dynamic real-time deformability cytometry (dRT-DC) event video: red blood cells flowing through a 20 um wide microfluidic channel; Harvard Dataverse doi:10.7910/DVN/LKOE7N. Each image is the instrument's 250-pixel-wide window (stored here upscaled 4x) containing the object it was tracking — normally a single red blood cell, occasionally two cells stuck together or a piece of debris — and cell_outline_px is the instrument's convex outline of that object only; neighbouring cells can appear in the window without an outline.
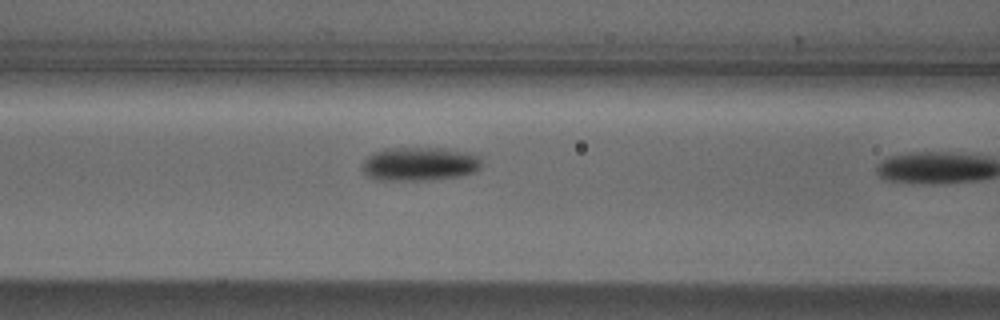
{"species": "Egyptian fruit bat (a non-hibernating species)", "species_latin": "Rousettus aegyptiacus", "temperature_condition": "cold", "stored_images_in_passage": 9, "camera_frame_rate_fps": 3000, "um_per_image_px": 0.085, "animal": {"sex": "male"}, "frame": {"image": 1, "passage_image": 8, "time_ms": 2.333, "image_size_px": [1000, 320], "cell_outline_px": [[480, 168], [472, 172], [460, 176], [428, 180], [376, 180], [368, 176], [364, 172], [364, 160], [368, 156], [376, 152], [388, 148], [440, 148], [472, 152], [480, 156]], "centroid_in_image_um": [35.7, 13.93], "position_along_channel_um": 130.9, "area_um2": 23.35}}